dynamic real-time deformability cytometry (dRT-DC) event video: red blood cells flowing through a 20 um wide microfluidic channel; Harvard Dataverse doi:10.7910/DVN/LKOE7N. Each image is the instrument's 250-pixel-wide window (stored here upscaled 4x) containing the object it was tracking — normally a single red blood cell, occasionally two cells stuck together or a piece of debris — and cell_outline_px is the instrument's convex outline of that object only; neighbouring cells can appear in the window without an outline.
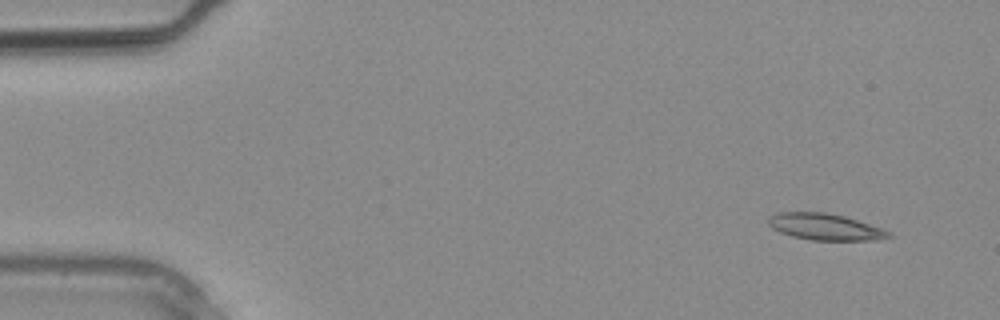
{"species": "common noctule bat (a hibernating species)", "species_latin": "Nyctalus noctula", "temperature_condition": "warm", "stored_images_in_passage": 2, "camera_frame_rate_fps": 3000, "um_per_image_px": 0.085, "animal": {"sex": "male", "body_mass_g": 20.4}, "frame": {"image": 1, "passage_image": 1, "time_ms": 0.0, "image_size_px": [1000, 320], "cell_outline_px": [[896, 236], [872, 240], [812, 240], [792, 236], [780, 232], [772, 228], [768, 224], [768, 216], [776, 212], [824, 212], [844, 216], [892, 232]], "centroid_in_image_um": [70.11, 19.28], "position_along_channel_um": 14.9, "area_um2": 18.55}}